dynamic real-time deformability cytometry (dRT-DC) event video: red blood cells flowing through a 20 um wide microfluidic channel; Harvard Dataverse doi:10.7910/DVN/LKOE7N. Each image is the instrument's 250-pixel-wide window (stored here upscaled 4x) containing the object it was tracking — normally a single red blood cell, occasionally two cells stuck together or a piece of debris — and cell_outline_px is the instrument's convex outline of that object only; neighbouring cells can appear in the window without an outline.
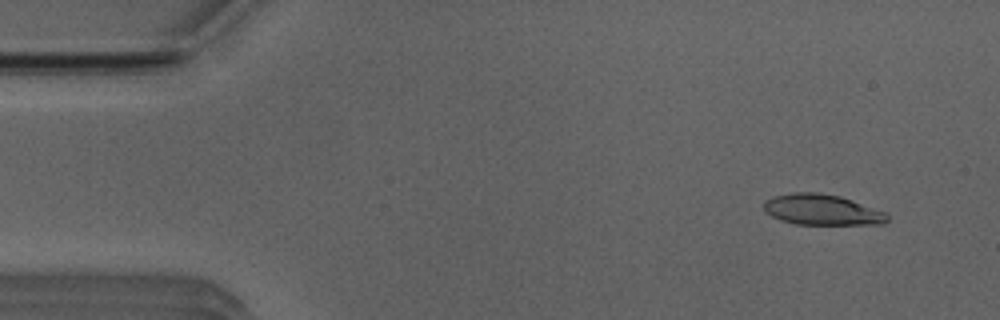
{"species": "Egyptian fruit bat (a non-hibernating species)", "species_latin": "Rousettus aegyptiacus", "temperature_condition": "room temperature", "stored_images_in_passage": 51, "camera_frame_rate_fps": 3000, "um_per_image_px": 0.085, "animal": {"sex": "male"}, "frame": {"image": 1, "passage_image": 3, "time_ms": 0.667, "image_size_px": [1000, 320], "cell_outline_px": [[888, 220], [884, 224], [796, 224], [780, 220], [764, 212], [764, 200], [772, 196], [792, 192], [820, 192], [840, 196], [888, 212]], "centroid_in_image_um": [69.86, 17.82], "position_along_channel_um": 15.1, "area_um2": 22.37}}
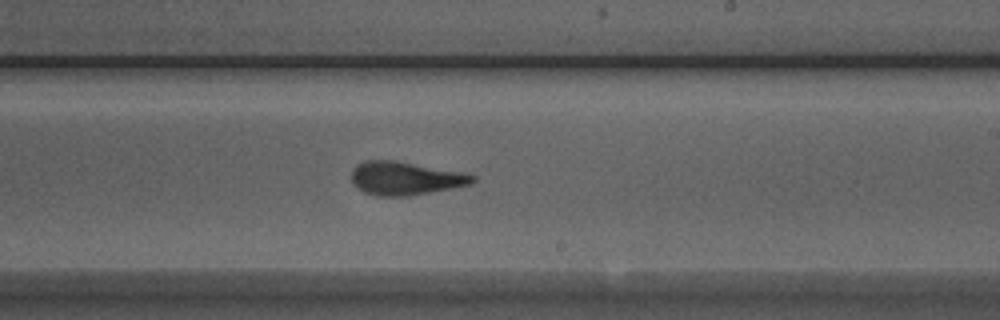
{"frame": {"image": 2, "passage_image": 29, "time_ms": 9.333, "image_size_px": [1000, 320], "cell_outline_px": [[476, 180], [468, 184], [408, 196], [376, 196], [364, 192], [352, 184], [352, 168], [356, 164], [364, 160], [396, 160], [460, 172], [476, 176]], "centroid_in_image_um": [34.36, 15.14], "position_along_channel_um": 254.6, "area_um2": 23.29}}
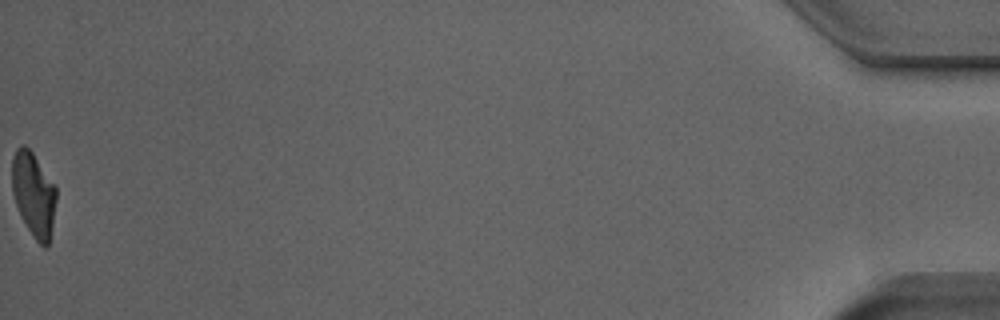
{"frame": {"image": 3, "passage_image": 51, "time_ms": 16.667, "image_size_px": [1000, 320], "cell_outline_px": [[56, 200], [48, 248], [44, 248], [36, 240], [28, 228], [16, 204], [12, 192], [12, 156], [16, 148], [20, 144], [24, 144], [32, 152], [56, 188]], "centroid_in_image_um": [2.84, 16.49], "position_along_channel_um": 432.4, "area_um2": 21.39}, "authors_computed_cell_mechanics": {"area_um2": 22.8888, "velocity_mm_per_s": 3.916, "shape_relaxation_time_tau1_ms": 5.1641, "shape_relaxation_time_tau2_ms": 2.0193, "deformation_change_tau1": 0.2365, "deformation_change_tau2": 0.1252}}